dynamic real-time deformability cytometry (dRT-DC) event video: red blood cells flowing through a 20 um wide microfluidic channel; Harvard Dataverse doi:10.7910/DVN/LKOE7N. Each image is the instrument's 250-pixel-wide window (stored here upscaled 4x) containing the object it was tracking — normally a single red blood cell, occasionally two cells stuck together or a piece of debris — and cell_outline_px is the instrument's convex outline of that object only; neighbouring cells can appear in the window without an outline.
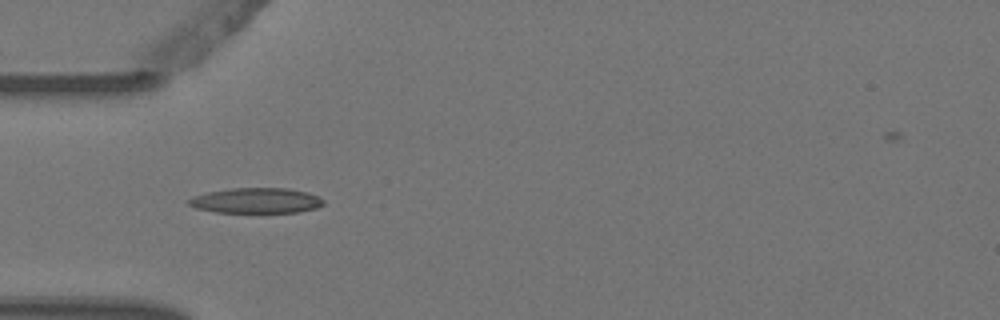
{"species": "Egyptian fruit bat (a non-hibernating species)", "species_latin": "Rousettus aegyptiacus", "temperature_condition": "warm", "stored_images_in_passage": 6, "camera_frame_rate_fps": 3000, "um_per_image_px": 0.085, "animal": {"sex": "female"}, "frame": {"image": 1, "passage_image": 5, "time_ms": 1.333, "image_size_px": [1000, 320], "cell_outline_px": [[324, 204], [316, 208], [300, 212], [256, 216], [216, 212], [196, 208], [188, 204], [188, 200], [192, 196], [208, 192], [232, 188], [288, 188], [308, 192], [324, 200]], "centroid_in_image_um": [21.79, 17.11], "position_along_channel_um": 63.2, "area_um2": 21.04}}
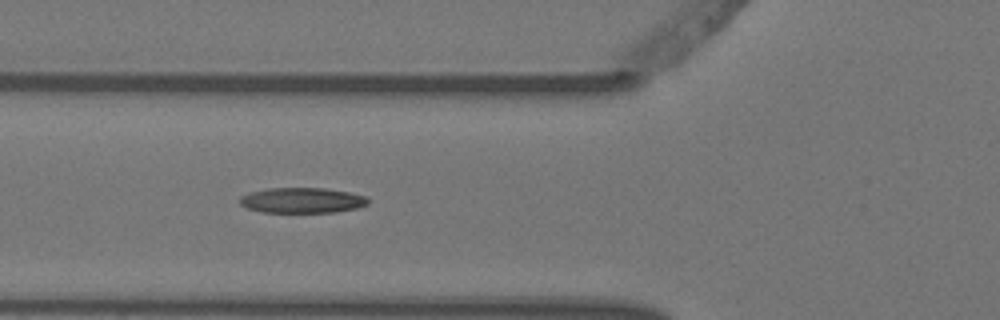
{"frame": {"image": 2, "passage_image": 6, "time_ms": 1.667, "image_size_px": [1000, 320], "cell_outline_px": [[368, 204], [356, 208], [336, 212], [264, 212], [248, 208], [240, 204], [236, 200], [240, 196], [248, 192], [268, 188], [324, 188], [348, 192], [364, 196], [368, 200]], "centroid_in_image_um": [25.61, 17.02], "position_along_channel_um": 100.2, "area_um2": 18.96}}